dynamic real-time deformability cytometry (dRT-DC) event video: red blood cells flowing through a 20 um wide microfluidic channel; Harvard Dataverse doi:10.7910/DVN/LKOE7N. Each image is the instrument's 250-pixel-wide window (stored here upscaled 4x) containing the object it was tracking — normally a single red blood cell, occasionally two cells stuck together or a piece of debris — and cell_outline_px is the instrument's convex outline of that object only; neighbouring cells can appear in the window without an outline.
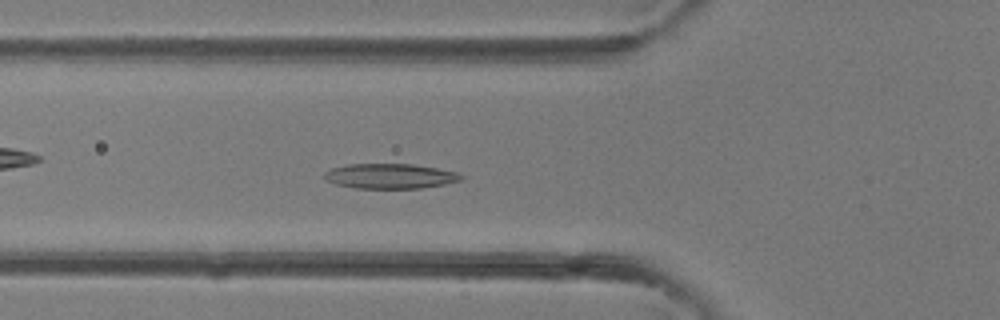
{"species": "common noctule bat (a hibernating species)", "species_latin": "Nyctalus noctula", "temperature_condition": "room temperature", "stored_images_in_passage": 40, "camera_frame_rate_fps": 3000, "um_per_image_px": 0.085, "animal": {"sex": "female"}, "frame": {"image": 1, "passage_image": 14, "time_ms": 4.333, "image_size_px": [1000, 320], "cell_outline_px": [[464, 176], [460, 180], [444, 184], [420, 188], [356, 188], [336, 184], [328, 180], [324, 176], [324, 172], [332, 168], [348, 164], [412, 164], [436, 168], [456, 172]], "centroid_in_image_um": [33.15, 14.96], "position_along_channel_um": 92.7, "area_um2": 19.65}}
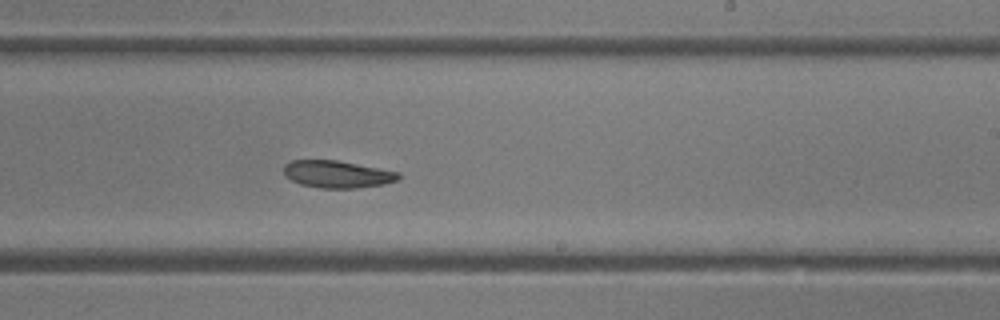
{"frame": {"image": 2, "passage_image": 24, "time_ms": 7.667, "image_size_px": [1000, 320], "cell_outline_px": [[400, 180], [384, 184], [356, 188], [320, 188], [300, 184], [284, 176], [284, 164], [292, 160], [336, 160], [400, 172]], "centroid_in_image_um": [28.67, 14.81], "position_along_channel_um": 260.3, "area_um2": 18.26}}
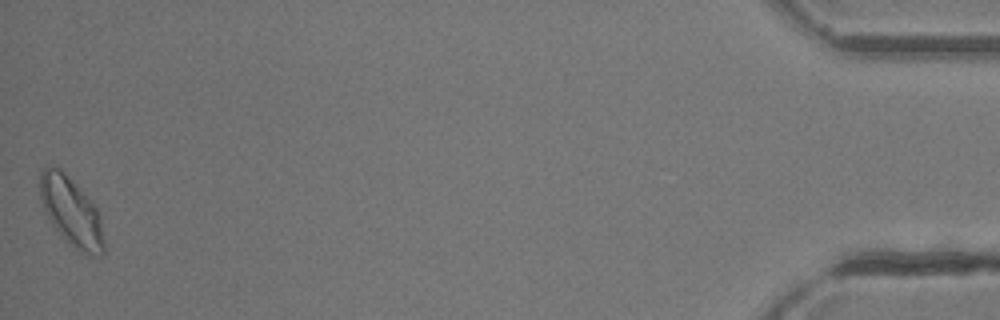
{"frame": {"image": 3, "passage_image": 40, "time_ms": 13.0, "image_size_px": [1000, 320], "cell_outline_px": [[104, 252], [100, 256], [80, 252], [68, 244], [52, 224], [40, 200], [40, 172], [44, 168], [56, 164], [64, 172], [100, 212], [104, 240]], "centroid_in_image_um": [6.06, 18.0], "position_along_channel_um": 429.1, "area_um2": 25.49}}